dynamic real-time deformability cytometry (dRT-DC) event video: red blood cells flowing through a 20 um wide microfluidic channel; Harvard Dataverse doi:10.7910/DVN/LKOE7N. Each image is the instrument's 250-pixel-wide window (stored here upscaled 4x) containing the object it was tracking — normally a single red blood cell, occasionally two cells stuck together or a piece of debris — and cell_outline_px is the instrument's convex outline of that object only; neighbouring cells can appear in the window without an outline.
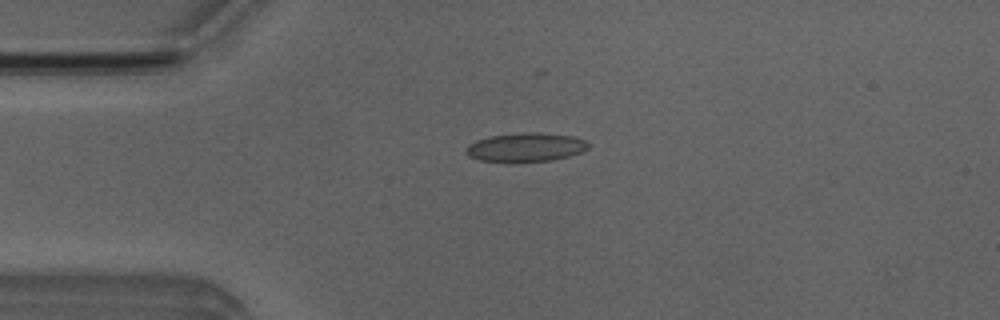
{"species": "Egyptian fruit bat (a non-hibernating species)", "species_latin": "Rousettus aegyptiacus", "temperature_condition": "room temperature", "stored_images_in_passage": 39, "camera_frame_rate_fps": 3000, "um_per_image_px": 0.085, "animal": {"sex": "male"}, "frame": {"image": 1, "passage_image": 2, "time_ms": 0.333, "image_size_px": [1000, 320], "cell_outline_px": [[588, 148], [580, 152], [568, 156], [552, 160], [512, 164], [480, 160], [464, 152], [464, 148], [468, 144], [476, 140], [488, 136], [524, 132], [536, 132], [572, 136], [584, 140], [588, 144]], "centroid_in_image_um": [44.62, 12.54], "position_along_channel_um": 40.4, "area_um2": 20.98}}
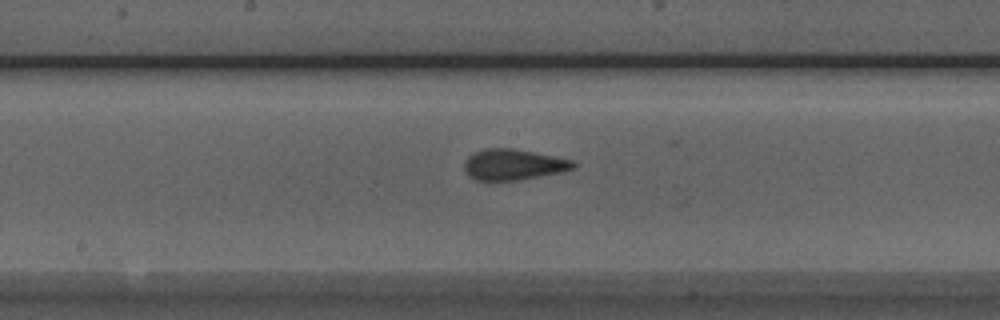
{"frame": {"image": 2, "passage_image": 16, "time_ms": 5.0, "image_size_px": [1000, 320], "cell_outline_px": [[576, 168], [560, 172], [520, 180], [476, 180], [468, 176], [464, 168], [464, 164], [468, 156], [484, 148], [512, 148], [572, 160], [576, 164]], "centroid_in_image_um": [43.62, 13.99], "position_along_channel_um": 204.6, "area_um2": 19.42}}
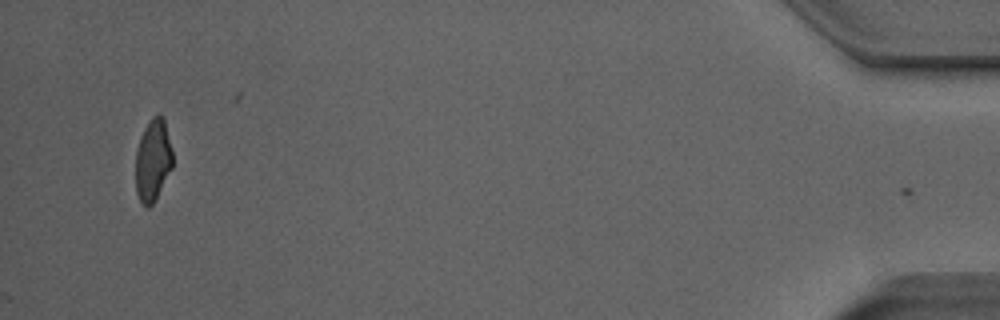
{"frame": {"image": 3, "passage_image": 39, "time_ms": 12.667, "image_size_px": [1000, 320], "cell_outline_px": [[172, 168], [152, 204], [148, 208], [140, 200], [136, 192], [136, 152], [140, 136], [144, 128], [152, 116], [160, 112], [164, 116], [172, 152]], "centroid_in_image_um": [13.0, 13.55], "position_along_channel_um": 422.2, "area_um2": 17.63}, "authors_computed_cell_mechanics": {"area_um2": 19.4208, "velocity_mm_per_s": 4.0006, "shape_relaxation_time_tau1_ms": null, "shape_relaxation_time_tau2_ms": 1.0659, "deformation_change_tau1": null, "deformation_change_tau2": 0.0743}}